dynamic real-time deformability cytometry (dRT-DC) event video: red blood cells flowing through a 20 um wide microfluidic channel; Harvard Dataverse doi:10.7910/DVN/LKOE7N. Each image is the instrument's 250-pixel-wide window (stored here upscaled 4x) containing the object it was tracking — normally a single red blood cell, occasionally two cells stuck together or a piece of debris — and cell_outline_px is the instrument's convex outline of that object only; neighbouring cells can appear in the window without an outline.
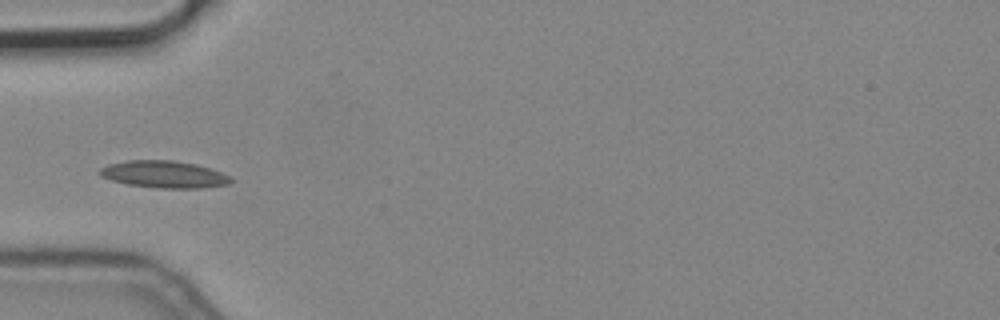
{"species": "common noctule bat (a hibernating species)", "species_latin": "Nyctalus noctula", "temperature_condition": "cold", "stored_images_in_passage": 4, "camera_frame_rate_fps": 3000, "um_per_image_px": 0.085, "animal": {"sex": "male", "body_mass_g": 19.2, "forearm_length_mm": 51.8}, "frame": {"image": 1, "passage_image": 2, "time_ms": 0.333, "image_size_px": [1000, 320], "cell_outline_px": [[232, 180], [228, 184], [200, 188], [160, 188], [128, 184], [112, 180], [100, 176], [96, 172], [100, 168], [108, 164], [128, 160], [172, 160], [196, 164], [220, 172], [228, 176]], "centroid_in_image_um": [13.88, 14.81], "position_along_channel_um": 71.1, "area_um2": 20.52}}
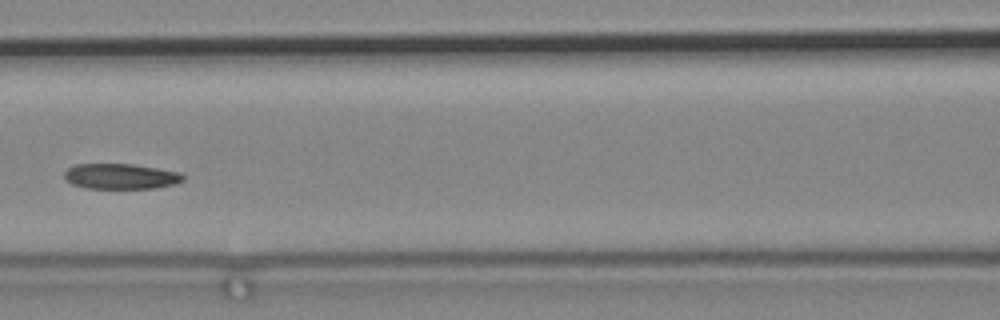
{"frame": {"image": 2, "passage_image": 4, "time_ms": 1.0, "image_size_px": [1000, 320], "cell_outline_px": [[184, 180], [176, 184], [156, 188], [88, 188], [72, 184], [64, 180], [64, 172], [68, 168], [76, 164], [132, 164], [180, 172], [184, 176]], "centroid_in_image_um": [10.26, 14.99], "position_along_channel_um": 156.3, "area_um2": 17.63}}